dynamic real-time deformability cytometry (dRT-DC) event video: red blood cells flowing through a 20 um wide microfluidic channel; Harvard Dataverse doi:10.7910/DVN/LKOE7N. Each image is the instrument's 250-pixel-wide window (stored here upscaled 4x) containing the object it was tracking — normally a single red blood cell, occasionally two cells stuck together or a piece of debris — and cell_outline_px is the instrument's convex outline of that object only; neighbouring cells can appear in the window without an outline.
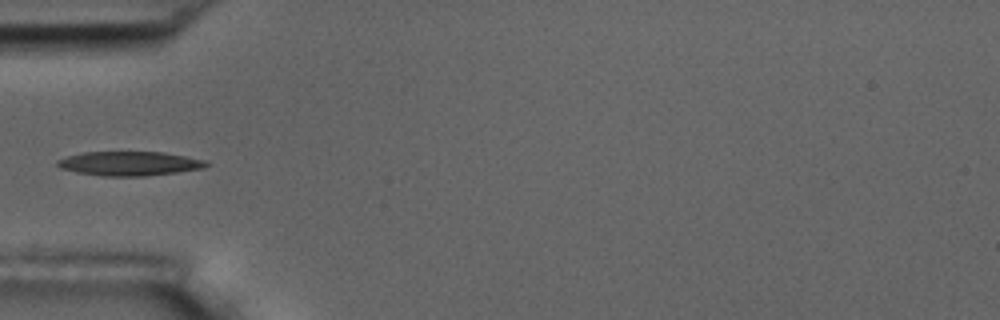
{"species": "common noctule bat (a hibernating species)", "species_latin": "Nyctalus noctula", "temperature_condition": "room temperature", "stored_images_in_passage": 6, "camera_frame_rate_fps": 3000, "um_per_image_px": 0.085, "animal": {"sex": "male", "body_mass_g": 17.5, "forearm_length_mm": 52.3}, "frame": {"image": 1, "passage_image": 6, "time_ms": 5.667, "image_size_px": [1000, 320], "cell_outline_px": [[212, 164], [204, 168], [176, 172], [144, 176], [104, 176], [76, 172], [60, 168], [56, 164], [56, 160], [68, 156], [84, 152], [164, 152], [208, 160]], "centroid_in_image_um": [11.05, 13.89], "position_along_channel_um": 74.0, "area_um2": 21.1}}